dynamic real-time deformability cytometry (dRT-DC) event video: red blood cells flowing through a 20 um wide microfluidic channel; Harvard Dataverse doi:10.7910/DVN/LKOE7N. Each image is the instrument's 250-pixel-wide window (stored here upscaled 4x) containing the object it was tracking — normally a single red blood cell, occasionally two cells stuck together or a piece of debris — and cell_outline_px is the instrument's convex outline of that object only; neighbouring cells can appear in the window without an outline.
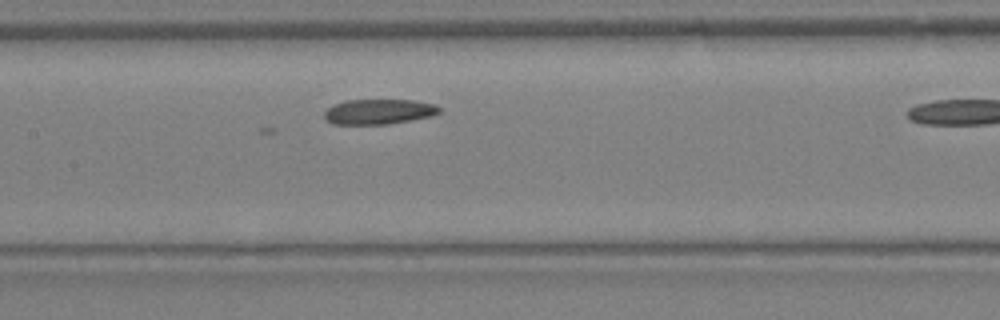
{"species": "Egyptian fruit bat (a non-hibernating species)", "species_latin": "Rousettus aegyptiacus", "temperature_condition": "warm", "stored_images_in_passage": 10, "camera_frame_rate_fps": 3000, "um_per_image_px": 0.085, "animal": {"sex": "female"}, "frame": {"image": 1, "passage_image": 9, "time_ms": 2.667, "image_size_px": [1000, 320], "cell_outline_px": [[440, 112], [432, 116], [412, 120], [388, 124], [332, 124], [324, 120], [324, 112], [332, 104], [344, 100], [412, 100], [432, 104], [440, 108]], "centroid_in_image_um": [32.14, 9.49], "position_along_channel_um": 175.3, "area_um2": 16.94}}